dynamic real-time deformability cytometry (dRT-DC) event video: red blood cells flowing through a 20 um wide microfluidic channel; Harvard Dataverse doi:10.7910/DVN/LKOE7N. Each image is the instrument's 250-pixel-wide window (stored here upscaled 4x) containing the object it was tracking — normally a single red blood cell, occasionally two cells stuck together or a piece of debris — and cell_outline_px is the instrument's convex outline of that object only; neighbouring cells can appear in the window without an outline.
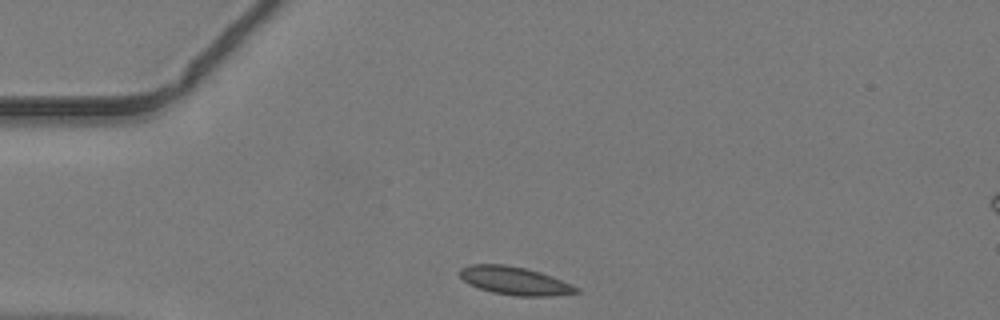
{"species": "common noctule bat (a hibernating species)", "species_latin": "Nyctalus noctula", "temperature_condition": "warm", "stored_images_in_passage": 31, "camera_frame_rate_fps": 3000, "um_per_image_px": 0.085, "animal": {"sex": "male", "body_mass_g": 19.2, "forearm_length_mm": 51.8}, "frame": {"image": 1, "passage_image": 1, "time_ms": 0.0, "image_size_px": [1000, 320], "cell_outline_px": [[580, 292], [552, 296], [516, 296], [492, 292], [468, 284], [460, 276], [460, 268], [472, 264], [504, 264], [524, 268], [540, 272], [552, 276], [572, 284], [580, 288]], "centroid_in_image_um": [43.78, 23.87], "position_along_channel_um": 41.2, "area_um2": 19.07}}
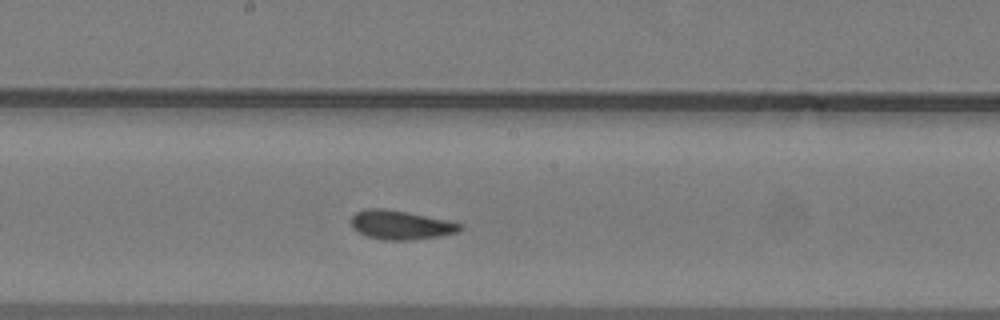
{"frame": {"image": 2, "passage_image": 15, "time_ms": 4.667, "image_size_px": [1000, 320], "cell_outline_px": [[464, 228], [456, 232], [440, 236], [412, 240], [384, 240], [368, 236], [352, 228], [352, 216], [356, 212], [368, 208], [380, 208], [404, 212], [448, 220], [464, 224]], "centroid_in_image_um": [34.09, 19.13], "position_along_channel_um": 214.1, "area_um2": 18.21}}
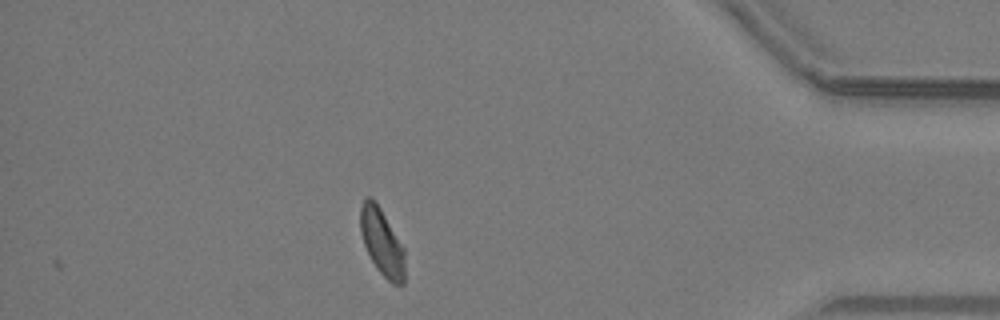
{"frame": {"image": 3, "passage_image": 31, "time_ms": 10.0, "image_size_px": [1000, 320], "cell_outline_px": [[404, 284], [392, 284], [376, 268], [364, 244], [360, 232], [360, 204], [368, 196], [372, 196], [376, 200], [404, 248]], "centroid_in_image_um": [32.45, 20.54], "position_along_channel_um": 402.8, "area_um2": 17.34}}